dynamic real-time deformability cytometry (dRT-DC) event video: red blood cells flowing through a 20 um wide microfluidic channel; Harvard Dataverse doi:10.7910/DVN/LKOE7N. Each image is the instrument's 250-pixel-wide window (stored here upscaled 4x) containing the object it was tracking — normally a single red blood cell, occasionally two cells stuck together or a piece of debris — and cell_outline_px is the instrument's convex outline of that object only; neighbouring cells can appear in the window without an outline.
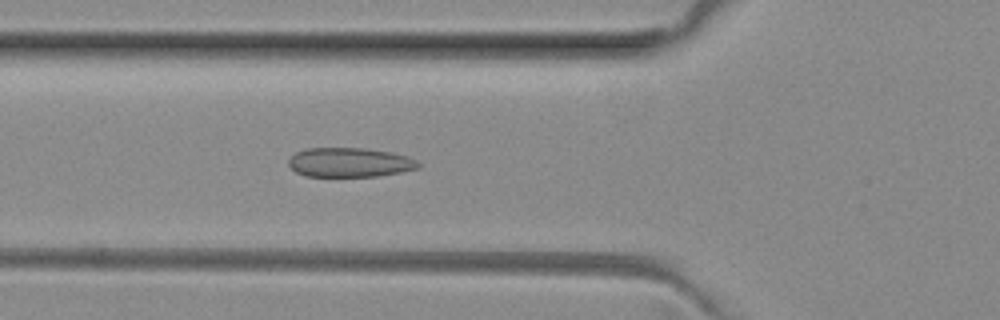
{"species": "common noctule bat (a hibernating species)", "species_latin": "Nyctalus noctula", "temperature_condition": "room temperature", "stored_images_in_passage": 50, "camera_frame_rate_fps": 3000, "um_per_image_px": 0.085, "animal": {"sex": "female", "body_mass_g": 29.2, "forearm_length_mm": 56.3}, "frame": {"image": 1, "passage_image": 17, "time_ms": 5.333, "image_size_px": [1000, 320], "cell_outline_px": [[420, 168], [400, 172], [376, 176], [304, 176], [296, 172], [288, 164], [288, 160], [296, 152], [304, 148], [364, 148], [392, 152], [408, 156], [416, 160], [420, 164]], "centroid_in_image_um": [29.72, 13.8], "position_along_channel_um": 96.1, "area_um2": 22.25}}
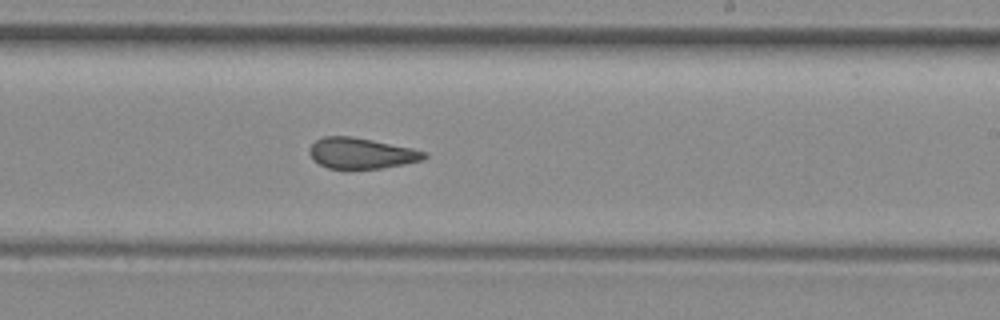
{"frame": {"image": 2, "passage_image": 29, "time_ms": 9.333, "image_size_px": [1000, 320], "cell_outline_px": [[428, 156], [420, 160], [404, 164], [380, 168], [328, 168], [312, 160], [308, 152], [308, 148], [316, 140], [324, 136], [352, 136], [412, 148], [428, 152]], "centroid_in_image_um": [30.68, 13.01], "position_along_channel_um": 258.3, "area_um2": 20.52}}
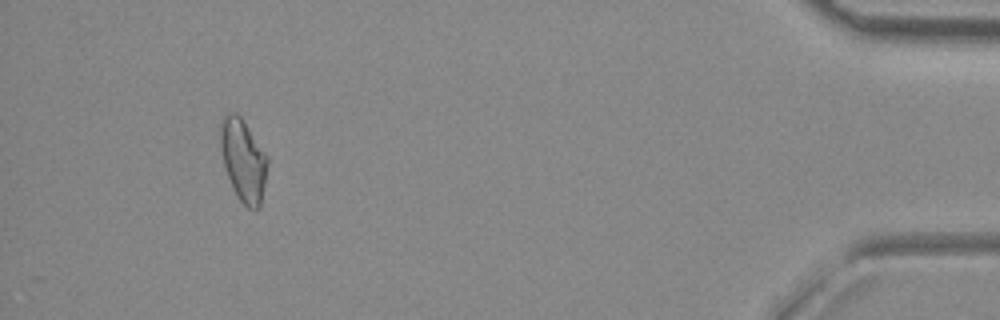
{"frame": {"image": 3, "passage_image": 46, "time_ms": 15.0, "image_size_px": [1000, 320], "cell_outline_px": [[268, 164], [260, 204], [256, 208], [248, 208], [236, 196], [228, 176], [224, 164], [220, 148], [220, 120], [228, 112], [236, 112], [240, 116], [268, 156]], "centroid_in_image_um": [20.66, 13.57], "position_along_channel_um": 414.5, "area_um2": 22.31}, "authors_computed_cell_mechanics": {"area_um2": 21.964, "velocity_mm_per_s": 4.0512, "shape_relaxation_time_tau1_ms": null, "shape_relaxation_time_tau2_ms": 1.949, "deformation_change_tau1": null, "deformation_change_tau2": 0.0684}}